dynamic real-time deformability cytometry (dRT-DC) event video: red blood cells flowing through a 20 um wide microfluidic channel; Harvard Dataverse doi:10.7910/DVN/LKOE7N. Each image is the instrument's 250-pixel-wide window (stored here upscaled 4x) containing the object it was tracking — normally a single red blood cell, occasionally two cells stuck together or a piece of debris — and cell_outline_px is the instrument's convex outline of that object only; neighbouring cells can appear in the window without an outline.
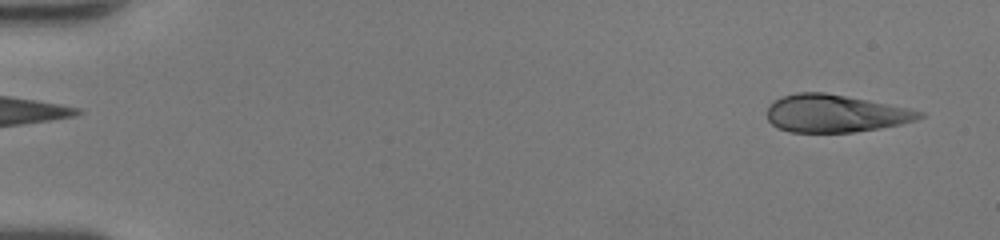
{"species": "human", "species_latin": "Homo sapiens", "temperature_condition": "room temperature", "stored_images_in_passage": 48, "camera_frame_rate_fps": 3000, "um_per_image_px": 0.085, "donor": {"sex": "female"}, "frame": {"image": 1, "passage_image": 2, "time_ms": 0.333, "image_size_px": [1000, 240], "cell_outline_px": [[924, 116], [916, 120], [900, 124], [880, 128], [852, 132], [788, 132], [776, 128], [768, 120], [768, 104], [784, 96], [796, 92], [824, 92], [908, 108], [924, 112]], "centroid_in_image_um": [70.96, 9.65], "position_along_channel_um": 14.0, "area_um2": 33.18}}
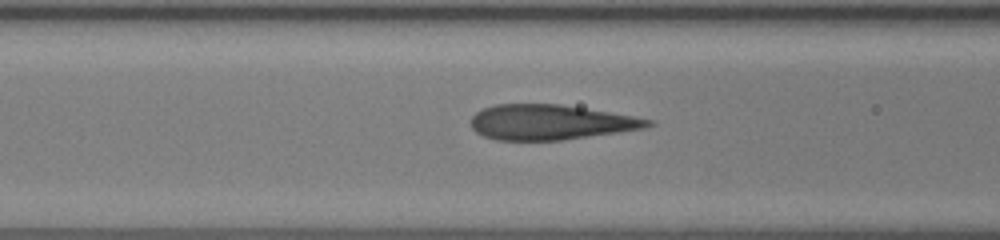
{"frame": {"image": 2, "passage_image": 20, "time_ms": 6.333, "image_size_px": [1000, 240], "cell_outline_px": [[656, 124], [644, 128], [560, 140], [496, 140], [484, 136], [476, 132], [472, 128], [472, 116], [476, 112], [484, 108], [496, 104], [560, 104], [632, 116], [652, 120]], "centroid_in_image_um": [46.75, 10.38], "position_along_channel_um": 119.8, "area_um2": 35.72}}
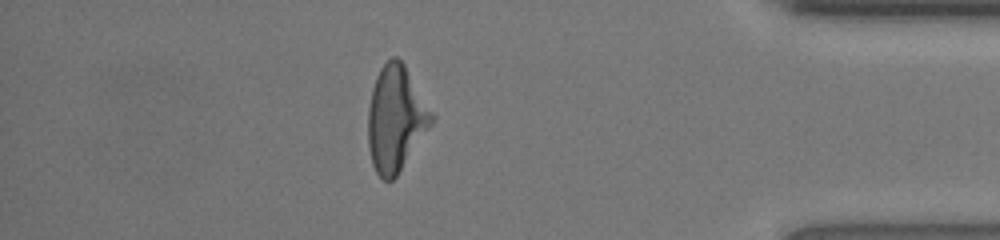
{"frame": {"image": 3, "passage_image": 42, "time_ms": 13.667, "image_size_px": [1000, 240], "cell_outline_px": [[436, 116], [432, 124], [396, 176], [392, 180], [384, 180], [376, 172], [372, 164], [368, 144], [368, 108], [372, 88], [376, 76], [380, 68], [392, 56], [396, 56], [404, 64]], "centroid_in_image_um": [33.64, 10.07], "position_along_channel_um": 401.6, "area_um2": 38.96}}